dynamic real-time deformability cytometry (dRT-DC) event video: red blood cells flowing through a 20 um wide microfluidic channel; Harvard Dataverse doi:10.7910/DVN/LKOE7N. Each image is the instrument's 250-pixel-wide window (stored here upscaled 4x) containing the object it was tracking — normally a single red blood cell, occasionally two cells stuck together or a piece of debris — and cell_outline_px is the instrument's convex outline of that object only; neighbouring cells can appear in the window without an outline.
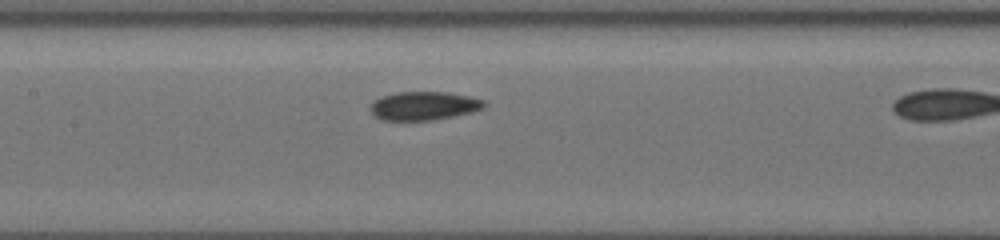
{"species": "common noctule bat (a hibernating species)", "species_latin": "Nyctalus noctula", "temperature_condition": "cold", "stored_images_in_passage": 18, "camera_frame_rate_fps": 3000, "um_per_image_px": 0.085, "animal": {"sex": "female", "body_mass_g": 19.5, "forearm_length_mm": 54.1}, "frame": {"image": 1, "passage_image": 13, "time_ms": 4.0, "image_size_px": [1000, 240], "cell_outline_px": [[484, 104], [480, 108], [468, 112], [452, 116], [432, 120], [384, 120], [376, 116], [372, 112], [372, 104], [376, 100], [384, 96], [396, 92], [444, 92], [468, 96], [484, 100]], "centroid_in_image_um": [36.01, 8.99], "position_along_channel_um": 171.4, "area_um2": 18.26}}
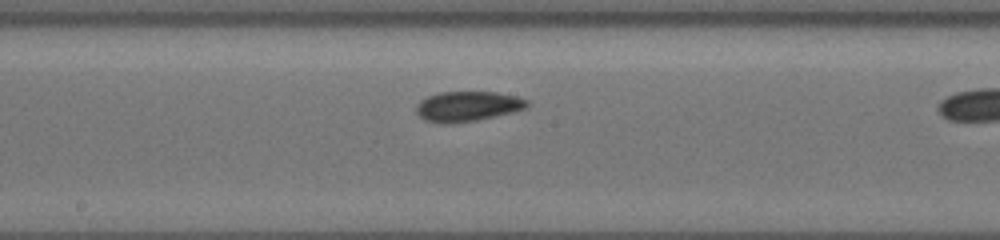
{"frame": {"image": 2, "passage_image": 16, "time_ms": 5.0, "image_size_px": [1000, 240], "cell_outline_px": [[528, 108], [512, 112], [476, 120], [448, 124], [424, 120], [416, 112], [416, 104], [420, 100], [428, 96], [440, 92], [496, 92], [516, 96], [528, 100]], "centroid_in_image_um": [39.74, 9.03], "position_along_channel_um": 208.5, "area_um2": 19.36}}